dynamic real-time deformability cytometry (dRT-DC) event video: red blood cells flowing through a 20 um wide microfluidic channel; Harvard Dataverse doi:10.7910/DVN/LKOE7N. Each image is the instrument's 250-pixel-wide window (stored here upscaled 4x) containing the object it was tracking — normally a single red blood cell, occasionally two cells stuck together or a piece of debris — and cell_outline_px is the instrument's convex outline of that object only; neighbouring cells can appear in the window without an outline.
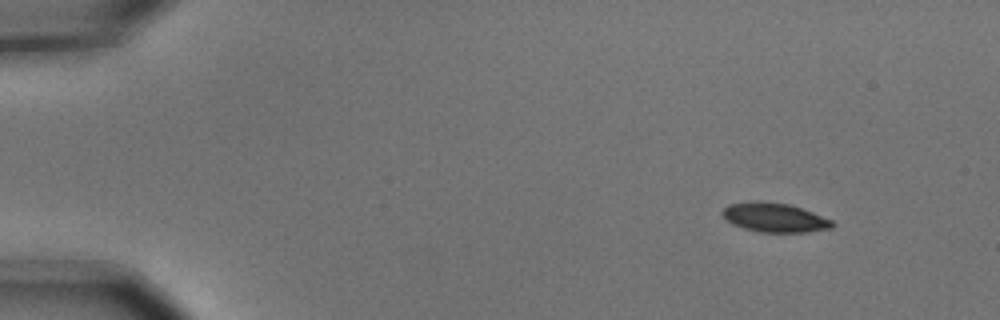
{"species": "common noctule bat (a hibernating species)", "species_latin": "Nyctalus noctula", "temperature_condition": "cold", "stored_images_in_passage": 4, "camera_frame_rate_fps": 3000, "um_per_image_px": 0.085, "animal": {"sex": "male", "body_mass_g": 15.6}, "frame": {"image": 1, "passage_image": 1, "time_ms": 0.0, "image_size_px": [1000, 320], "cell_outline_px": [[836, 224], [832, 228], [804, 232], [760, 232], [744, 228], [728, 220], [724, 216], [724, 208], [728, 204], [752, 200], [760, 200], [788, 204], [812, 212], [832, 220]], "centroid_in_image_um": [65.87, 18.47], "position_along_channel_um": 19.1, "area_um2": 18.5}}
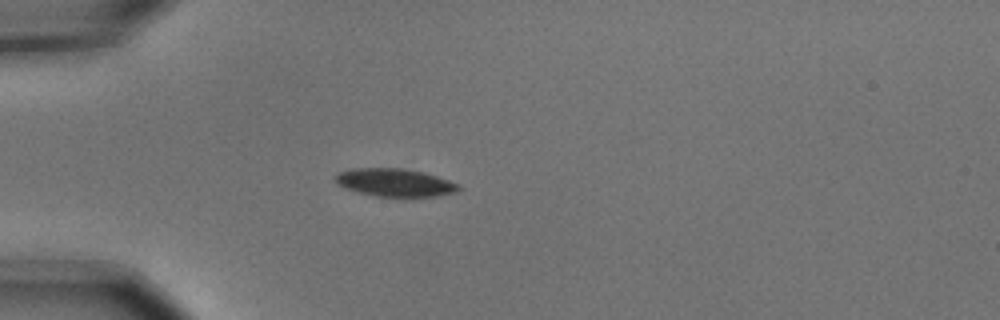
{"frame": {"image": 2, "passage_image": 3, "time_ms": 0.667, "image_size_px": [1000, 320], "cell_outline_px": [[460, 188], [456, 192], [436, 196], [376, 196], [344, 188], [336, 184], [332, 176], [340, 172], [352, 168], [404, 168], [424, 172], [460, 184]], "centroid_in_image_um": [33.52, 15.5], "position_along_channel_um": 51.5, "area_um2": 20.06}}